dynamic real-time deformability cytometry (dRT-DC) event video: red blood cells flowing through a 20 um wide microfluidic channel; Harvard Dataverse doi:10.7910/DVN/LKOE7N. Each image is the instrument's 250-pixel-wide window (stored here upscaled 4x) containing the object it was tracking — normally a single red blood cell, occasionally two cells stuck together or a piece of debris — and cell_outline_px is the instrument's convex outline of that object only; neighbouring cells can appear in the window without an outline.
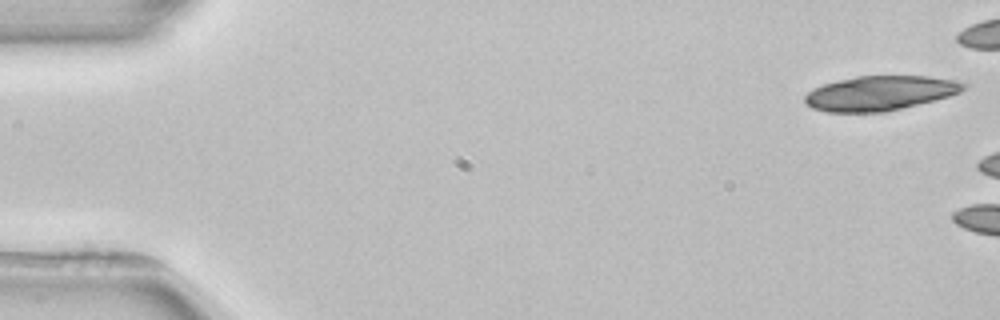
{"species": "common noctule bat (a hibernating species)", "species_latin": "Nyctalus noctula", "temperature_condition": "room temperature", "stored_images_in_passage": 2, "camera_frame_rate_fps": 3000, "um_per_image_px": 0.085, "animal": {"sex": "female", "body_mass_g": 22.7, "forearm_length_mm": 54.2}, "frame": {"image": 1, "passage_image": 1, "time_ms": 0.0, "image_size_px": [1000, 320], "cell_outline_px": [[968, 84], [960, 92], [948, 96], [888, 112], [824, 112], [812, 108], [804, 100], [804, 96], [808, 92], [824, 84], [856, 76], [928, 76], [952, 80]], "centroid_in_image_um": [74.78, 7.93], "position_along_channel_um": 10.2, "area_um2": 31.73}}